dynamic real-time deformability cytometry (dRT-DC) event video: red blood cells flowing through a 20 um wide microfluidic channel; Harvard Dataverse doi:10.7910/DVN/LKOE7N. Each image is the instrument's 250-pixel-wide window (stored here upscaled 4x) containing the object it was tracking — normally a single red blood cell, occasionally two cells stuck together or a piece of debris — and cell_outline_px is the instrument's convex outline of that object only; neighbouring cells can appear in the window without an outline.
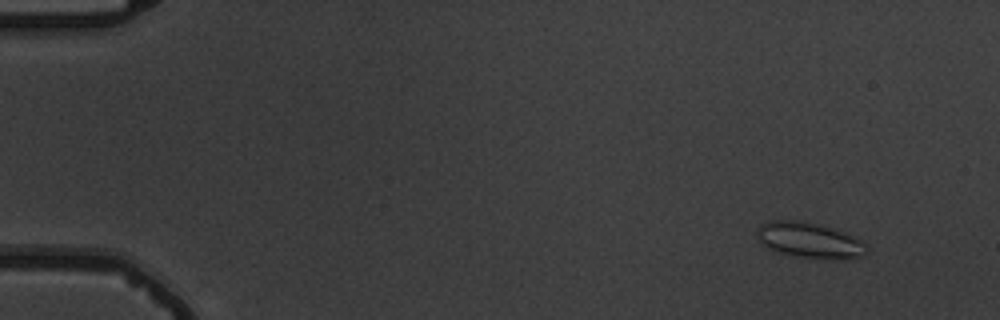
{"species": "common noctule bat (a hibernating species)", "species_latin": "Nyctalus noctula", "temperature_condition": "warm", "stored_images_in_passage": 5, "camera_frame_rate_fps": 3000, "um_per_image_px": 0.085, "animal": {"sex": "male", "body_mass_g": 19.5, "forearm_length_mm": 54.6}, "frame": {"image": 1, "passage_image": 2, "time_ms": 1.333, "image_size_px": [1000, 320], "cell_outline_px": [[868, 252], [864, 256], [844, 260], [800, 256], [780, 252], [768, 248], [760, 240], [756, 232], [756, 228], [760, 224], [772, 220], [796, 220], [836, 228], [856, 236], [868, 244]], "centroid_in_image_um": [68.9, 20.41], "position_along_channel_um": 16.1, "area_um2": 22.95}}
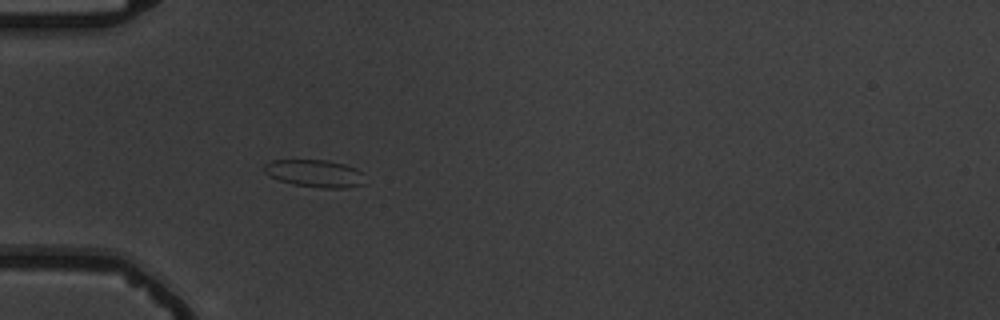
{"frame": {"image": 2, "passage_image": 5, "time_ms": 5.667, "image_size_px": [1000, 320], "cell_outline_px": [[364, 184], [348, 188], [320, 188], [292, 184], [280, 180], [264, 172], [264, 164], [272, 160], [328, 160], [344, 164], [356, 168], [364, 172]], "centroid_in_image_um": [26.81, 14.74], "position_along_channel_um": 58.2, "area_um2": 16.24}}